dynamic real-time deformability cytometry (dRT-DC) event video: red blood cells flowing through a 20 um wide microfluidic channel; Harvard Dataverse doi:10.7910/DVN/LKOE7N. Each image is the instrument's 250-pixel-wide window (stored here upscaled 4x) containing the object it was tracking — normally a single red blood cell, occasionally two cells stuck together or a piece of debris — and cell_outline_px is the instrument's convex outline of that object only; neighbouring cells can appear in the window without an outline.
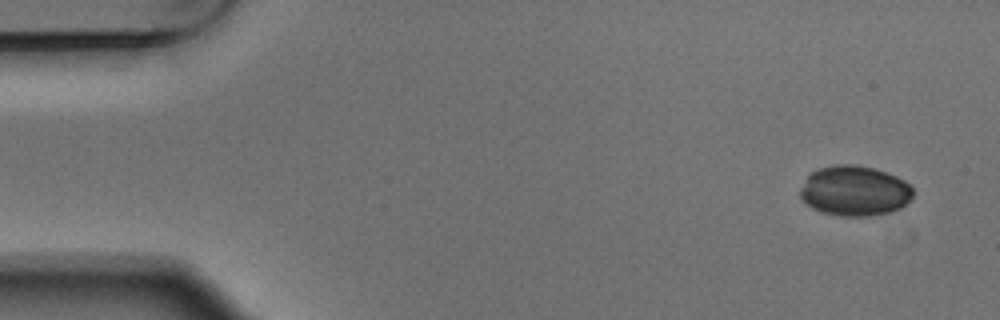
{"species": "Egyptian fruit bat (a non-hibernating species)", "species_latin": "Rousettus aegyptiacus", "temperature_condition": "warm", "stored_images_in_passage": 8, "camera_frame_rate_fps": 3000, "um_per_image_px": 0.085, "animal": {"sex": "male"}, "frame": {"image": 1, "passage_image": 1, "time_ms": 0.0, "image_size_px": [1000, 320], "cell_outline_px": [[912, 196], [900, 208], [892, 212], [872, 216], [840, 216], [820, 212], [812, 208], [800, 196], [800, 188], [808, 176], [812, 172], [820, 168], [836, 164], [852, 164], [876, 168], [888, 172], [904, 180], [912, 188]], "centroid_in_image_um": [72.64, 16.22], "position_along_channel_um": 12.4, "area_um2": 33.06}}
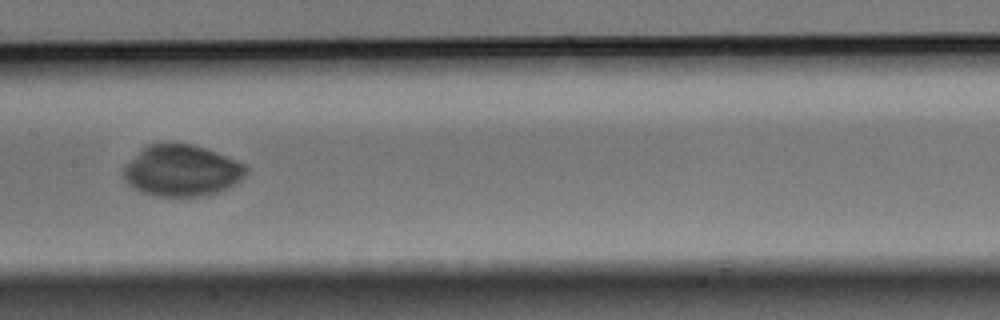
{"frame": {"image": 2, "passage_image": 8, "time_ms": 2.333, "image_size_px": [1000, 320], "cell_outline_px": [[248, 172], [236, 184], [220, 192], [204, 196], [152, 196], [132, 188], [124, 180], [124, 168], [148, 144], [192, 144], [216, 152], [236, 160], [244, 164], [248, 168]], "centroid_in_image_um": [15.49, 14.53], "position_along_channel_um": 191.9, "area_um2": 36.41}}